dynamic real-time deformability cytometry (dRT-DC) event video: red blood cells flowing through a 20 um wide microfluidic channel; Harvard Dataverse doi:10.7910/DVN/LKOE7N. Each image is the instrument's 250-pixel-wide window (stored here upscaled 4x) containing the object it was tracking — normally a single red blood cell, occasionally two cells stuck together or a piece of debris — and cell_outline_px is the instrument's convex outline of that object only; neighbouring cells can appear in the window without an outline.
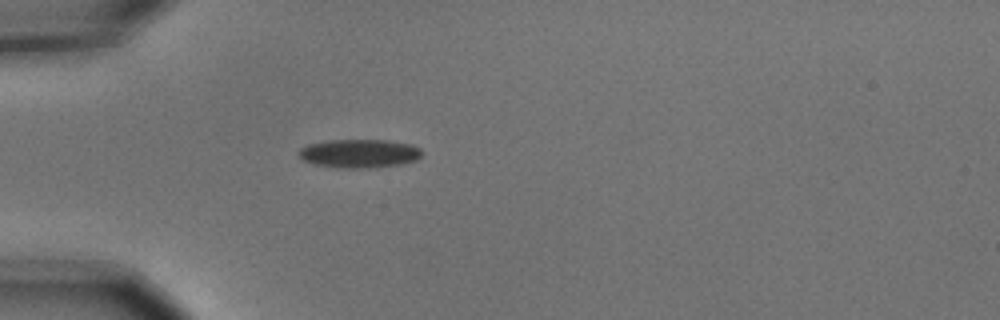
{"species": "common noctule bat (a hibernating species)", "species_latin": "Nyctalus noctula", "temperature_condition": "cold", "stored_images_in_passage": 1, "camera_frame_rate_fps": 3000, "um_per_image_px": 0.085, "animal": {"sex": "male", "body_mass_g": 15.6}, "frame": {"image": 1, "passage_image": 1, "time_ms": 0.0, "image_size_px": [1000, 320], "cell_outline_px": [[424, 152], [416, 160], [400, 164], [376, 168], [336, 168], [316, 164], [300, 160], [296, 152], [300, 148], [308, 144], [328, 140], [388, 140], [412, 144], [420, 148]], "centroid_in_image_um": [30.52, 13.05], "position_along_channel_um": 54.5, "area_um2": 20.92}}